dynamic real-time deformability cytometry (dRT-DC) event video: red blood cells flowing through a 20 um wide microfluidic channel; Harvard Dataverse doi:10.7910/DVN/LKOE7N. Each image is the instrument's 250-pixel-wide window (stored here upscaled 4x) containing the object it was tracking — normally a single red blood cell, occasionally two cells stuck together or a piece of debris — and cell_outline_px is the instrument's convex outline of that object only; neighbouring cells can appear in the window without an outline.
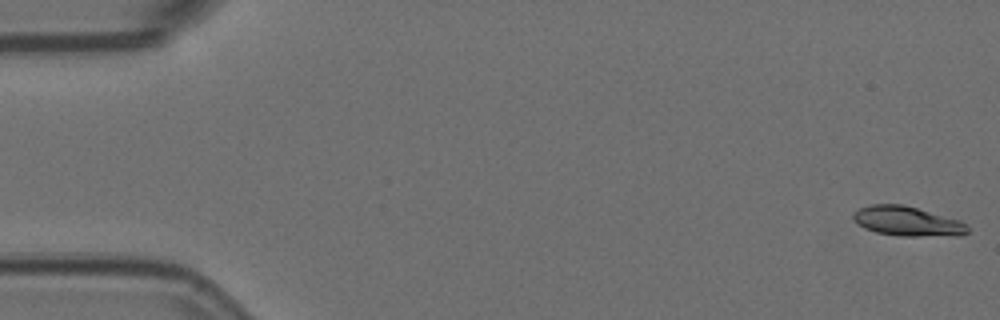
{"species": "Egyptian fruit bat (a non-hibernating species)", "species_latin": "Rousettus aegyptiacus", "temperature_condition": "room temperature", "stored_images_in_passage": 9, "camera_frame_rate_fps": 3000, "um_per_image_px": 0.085, "animal": {"sex": "female"}, "frame": {"image": 1, "passage_image": 1, "time_ms": 0.0, "image_size_px": [1000, 320], "cell_outline_px": [[968, 232], [960, 236], [900, 236], [876, 232], [864, 228], [852, 220], [852, 212], [860, 208], [872, 204], [904, 204], [960, 220], [968, 224]], "centroid_in_image_um": [77.13, 18.81], "position_along_channel_um": 7.9, "area_um2": 20.0}}